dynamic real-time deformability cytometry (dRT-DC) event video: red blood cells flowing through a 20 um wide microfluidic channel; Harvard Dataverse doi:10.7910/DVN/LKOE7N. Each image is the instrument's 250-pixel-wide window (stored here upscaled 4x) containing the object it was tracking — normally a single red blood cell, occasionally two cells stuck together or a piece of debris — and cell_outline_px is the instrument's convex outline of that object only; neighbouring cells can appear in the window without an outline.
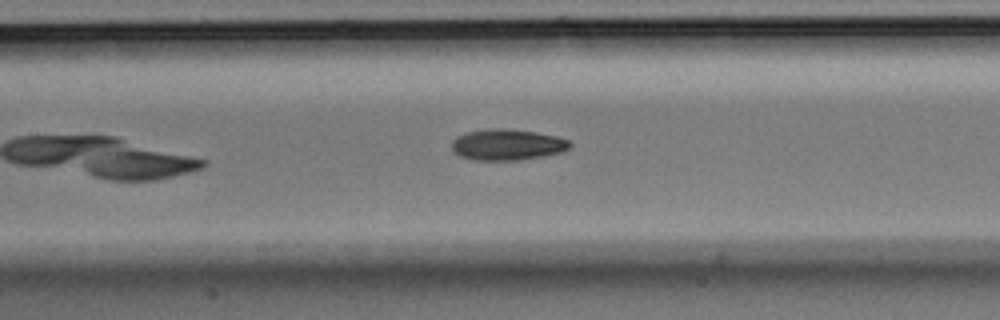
{"species": "Egyptian fruit bat (a non-hibernating species)", "species_latin": "Rousettus aegyptiacus", "temperature_condition": "room temperature", "stored_images_in_passage": 6, "camera_frame_rate_fps": 3000, "um_per_image_px": 0.085, "animal": {"sex": "male"}, "frame": {"image": 1, "passage_image": 6, "time_ms": 1.667, "image_size_px": [1000, 320], "cell_outline_px": [[572, 144], [568, 148], [560, 152], [540, 156], [516, 160], [472, 160], [460, 156], [452, 152], [452, 140], [456, 136], [464, 132], [488, 128], [504, 128], [536, 132], [556, 136], [568, 140]], "centroid_in_image_um": [43.04, 12.28], "position_along_channel_um": 164.4, "area_um2": 21.44}}